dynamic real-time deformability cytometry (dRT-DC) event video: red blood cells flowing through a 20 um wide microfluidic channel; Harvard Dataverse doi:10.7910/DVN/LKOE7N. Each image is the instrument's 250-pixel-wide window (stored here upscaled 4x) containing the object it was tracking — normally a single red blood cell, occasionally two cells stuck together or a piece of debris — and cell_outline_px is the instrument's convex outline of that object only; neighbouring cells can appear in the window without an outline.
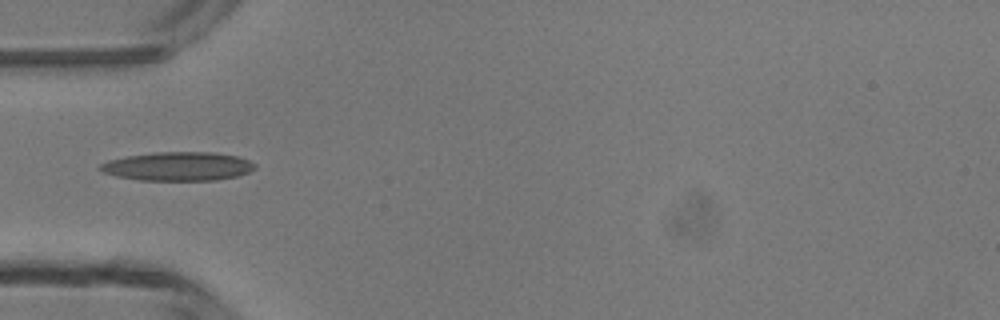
{"species": "common noctule bat (a hibernating species)", "species_latin": "Nyctalus noctula", "temperature_condition": "room temperature", "stored_images_in_passage": 3, "camera_frame_rate_fps": 3000, "um_per_image_px": 0.085, "animal": {"sex": "male", "body_mass_g": 13.3}, "frame": {"image": 1, "passage_image": 3, "time_ms": 3.0, "image_size_px": [1000, 320], "cell_outline_px": [[256, 168], [248, 172], [236, 176], [216, 180], [140, 180], [116, 176], [104, 172], [96, 168], [100, 164], [108, 160], [128, 156], [156, 152], [212, 152], [236, 156], [248, 160], [256, 164]], "centroid_in_image_um": [15.11, 14.14], "position_along_channel_um": 69.9, "area_um2": 25.84}}